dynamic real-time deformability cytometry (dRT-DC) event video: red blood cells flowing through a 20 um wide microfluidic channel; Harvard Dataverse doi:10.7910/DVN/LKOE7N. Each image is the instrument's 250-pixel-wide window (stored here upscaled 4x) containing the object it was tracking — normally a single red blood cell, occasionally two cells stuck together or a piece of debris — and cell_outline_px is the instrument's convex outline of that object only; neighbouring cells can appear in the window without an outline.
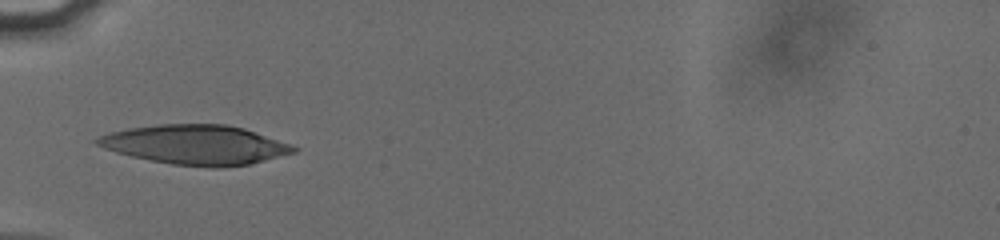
{"species": "human", "species_latin": "Homo sapiens", "temperature_condition": "cold", "stored_images_in_passage": 36, "camera_frame_rate_fps": 3000, "um_per_image_px": 0.085, "donor": {"sex": "male"}, "frame": {"image": 1, "passage_image": 1, "time_ms": 0.0, "image_size_px": [1000, 240], "cell_outline_px": [[300, 148], [296, 152], [248, 164], [216, 168], [212, 168], [172, 164], [132, 156], [116, 152], [104, 148], [96, 144], [92, 140], [100, 136], [112, 132], [128, 128], [160, 124], [228, 124], [244, 128]], "centroid_in_image_um": [16.61, 12.3], "position_along_channel_um": 68.4, "area_um2": 44.85}}
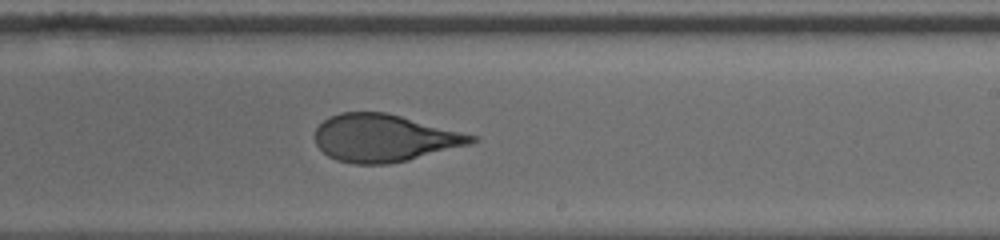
{"frame": {"image": 2, "passage_image": 16, "time_ms": 5.0, "image_size_px": [1000, 240], "cell_outline_px": [[476, 140], [468, 144], [408, 160], [388, 164], [352, 164], [336, 160], [328, 156], [316, 144], [316, 128], [328, 116], [340, 112], [384, 112], [400, 116], [476, 136]], "centroid_in_image_um": [32.58, 11.74], "position_along_channel_um": 256.4, "area_um2": 42.6}}
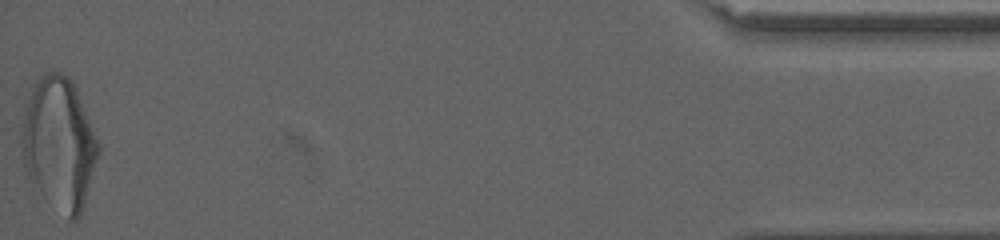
{"frame": {"image": 3, "passage_image": 36, "time_ms": 11.667, "image_size_px": [1000, 240], "cell_outline_px": [[100, 152], [84, 208], [76, 220], [68, 220], [32, 188], [24, 164], [20, 144], [20, 128], [24, 108], [32, 84], [44, 72], [60, 72], [68, 76], [76, 88], [100, 144]], "centroid_in_image_um": [4.99, 12.24], "position_along_channel_um": 430.2, "area_um2": 60.4}, "authors_computed_cell_mechanics": {"area_um2": 44.5349, "velocity_mm_per_s": 3.822, "shape_relaxation_time_tau1_ms": 5.6263, "shape_relaxation_time_tau2_ms": 1.2669, "deformation_change_tau1": 0.1926, "deformation_change_tau2": 0.0892}}